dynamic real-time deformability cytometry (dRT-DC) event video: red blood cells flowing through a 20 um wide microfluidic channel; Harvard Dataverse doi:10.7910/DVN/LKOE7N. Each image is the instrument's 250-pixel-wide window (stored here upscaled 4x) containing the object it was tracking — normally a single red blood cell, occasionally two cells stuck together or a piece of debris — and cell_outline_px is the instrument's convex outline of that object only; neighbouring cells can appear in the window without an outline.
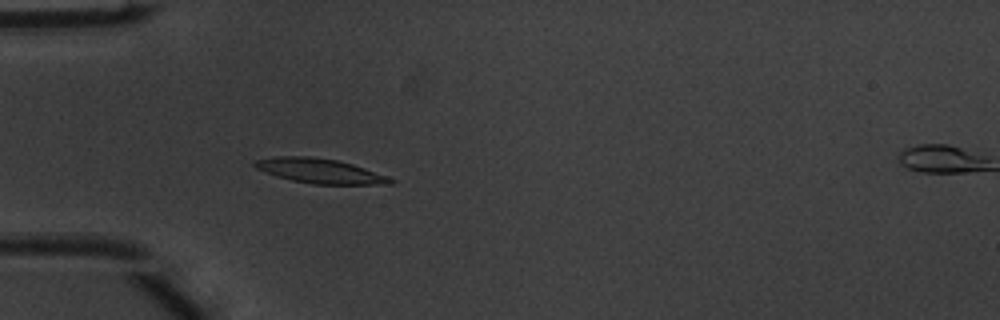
{"species": "common noctule bat (a hibernating species)", "species_latin": "Nyctalus noctula", "temperature_condition": "warm", "stored_images_in_passage": 46, "camera_frame_rate_fps": 3000, "um_per_image_px": 0.085, "animal": {"sex": "male", "body_mass_g": 20.1, "forearm_length_mm": 53.5}, "frame": {"image": 1, "passage_image": 11, "time_ms": 3.333, "image_size_px": [1000, 320], "cell_outline_px": [[396, 180], [392, 184], [312, 184], [292, 180], [276, 176], [256, 168], [252, 164], [256, 160], [276, 156], [308, 156], [336, 160], [352, 164], [388, 176]], "centroid_in_image_um": [27.19, 14.53], "position_along_channel_um": 57.8, "area_um2": 19.36}}
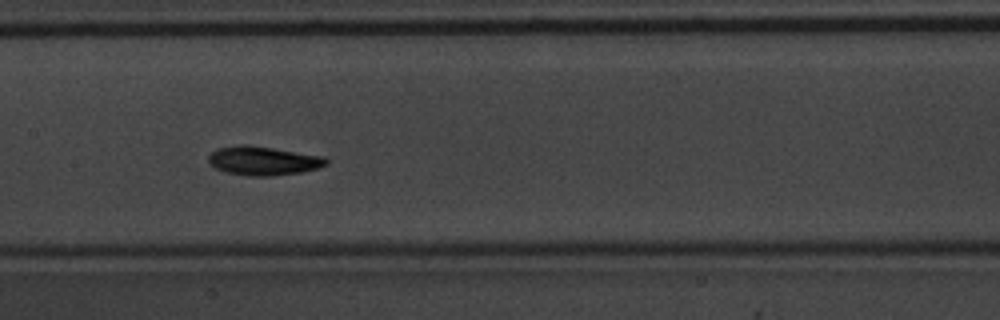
{"frame": {"image": 2, "passage_image": 21, "time_ms": 6.667, "image_size_px": [1000, 320], "cell_outline_px": [[328, 164], [316, 168], [300, 172], [272, 176], [248, 176], [224, 172], [216, 168], [208, 160], [208, 156], [216, 148], [240, 144], [248, 144], [324, 156], [328, 160]], "centroid_in_image_um": [22.36, 13.66], "position_along_channel_um": 185.0, "area_um2": 19.88}}
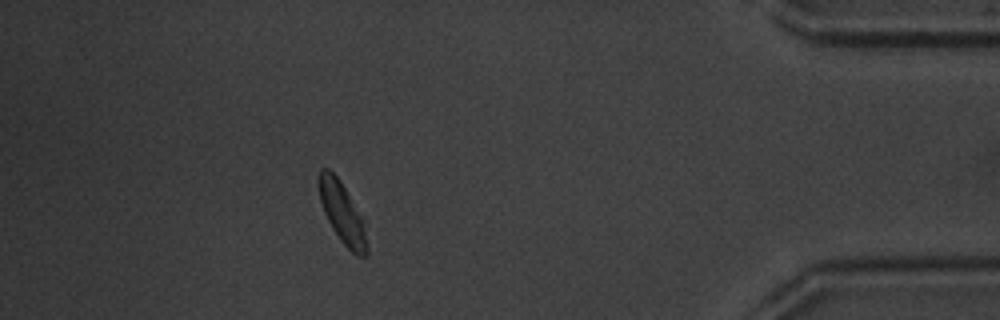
{"frame": {"image": 3, "passage_image": 41, "time_ms": 13.333, "image_size_px": [1000, 320], "cell_outline_px": [[368, 256], [356, 256], [344, 244], [332, 228], [324, 212], [320, 200], [316, 180], [320, 168], [328, 168], [340, 180], [360, 216], [364, 228], [368, 248]], "centroid_in_image_um": [29.04, 18.07], "position_along_channel_um": 406.2, "area_um2": 16.76}, "authors_computed_cell_mechanics": {"area_um2": 18.3804, "velocity_mm_per_s": 3.9864, "shape_relaxation_time_tau1_ms": 1.8046, "shape_relaxation_time_tau2_ms": 3.2244, "deformation_change_tau1": 0.1608, "deformation_change_tau2": 0.0958}}